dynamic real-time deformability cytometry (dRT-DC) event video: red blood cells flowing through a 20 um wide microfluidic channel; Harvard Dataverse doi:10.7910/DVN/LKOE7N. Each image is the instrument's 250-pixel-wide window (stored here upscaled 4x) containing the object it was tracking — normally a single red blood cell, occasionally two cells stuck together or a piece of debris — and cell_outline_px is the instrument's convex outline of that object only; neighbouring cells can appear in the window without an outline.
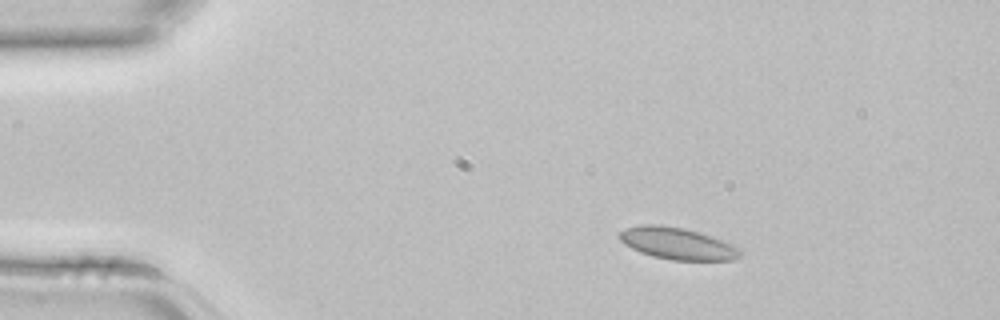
{"species": "common noctule bat (a hibernating species)", "species_latin": "Nyctalus noctula", "temperature_condition": "room temperature", "stored_images_in_passage": 1, "camera_frame_rate_fps": 3000, "um_per_image_px": 0.085, "animal": {"sex": "female", "body_mass_g": 22.7, "forearm_length_mm": 54.2}, "frame": {"image": 1, "passage_image": 1, "time_ms": 0.0, "image_size_px": [1000, 320], "cell_outline_px": [[744, 252], [740, 256], [732, 260], [672, 260], [652, 256], [640, 252], [624, 244], [620, 240], [620, 232], [624, 228], [640, 224], [660, 224], [684, 228], [732, 244], [740, 248]], "centroid_in_image_um": [57.56, 20.7], "position_along_channel_um": 27.4, "area_um2": 22.31}}